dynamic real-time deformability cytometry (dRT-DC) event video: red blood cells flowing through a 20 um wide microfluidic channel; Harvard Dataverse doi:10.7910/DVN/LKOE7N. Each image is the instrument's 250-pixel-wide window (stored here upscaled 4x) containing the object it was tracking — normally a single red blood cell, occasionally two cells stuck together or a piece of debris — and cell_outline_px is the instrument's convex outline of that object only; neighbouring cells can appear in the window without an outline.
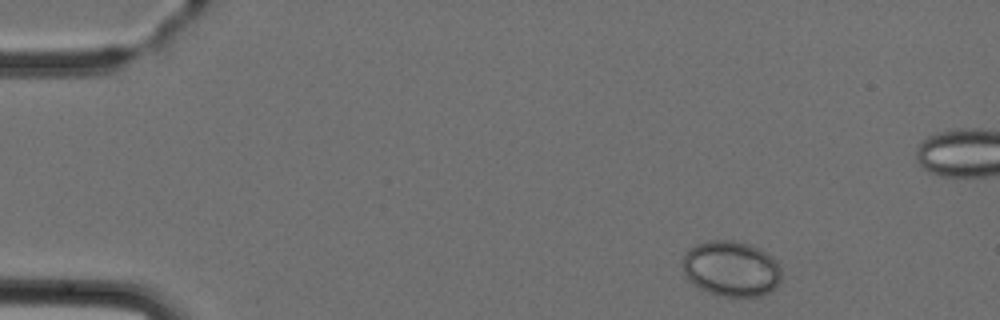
{"species": "Egyptian fruit bat (a non-hibernating species)", "species_latin": "Rousettus aegyptiacus", "temperature_condition": "cold", "stored_images_in_passage": 6, "camera_frame_rate_fps": 3000, "um_per_image_px": 0.085, "animal": {"sex": "female"}, "frame": {"image": 1, "passage_image": 1, "time_ms": 0.0, "image_size_px": [1000, 320], "cell_outline_px": [[780, 280], [772, 292], [760, 296], [724, 296], [700, 288], [688, 280], [684, 276], [684, 256], [688, 248], [696, 244], [712, 240], [732, 240], [748, 244], [760, 248], [772, 256], [776, 260], [780, 268]], "centroid_in_image_um": [62.17, 22.83], "position_along_channel_um": 22.8, "area_um2": 31.91}}
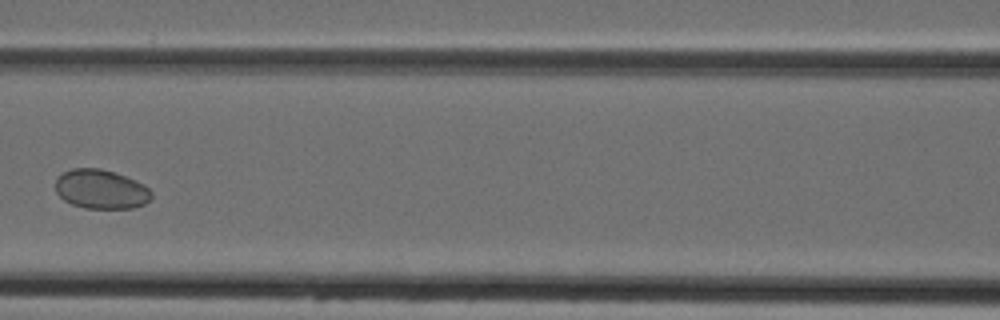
{"frame": {"image": 2, "passage_image": 5, "time_ms": 5.333, "image_size_px": [1000, 320], "cell_outline_px": [[152, 196], [144, 204], [132, 208], [84, 208], [72, 204], [64, 200], [56, 192], [56, 176], [72, 168], [100, 168], [124, 176], [148, 188], [152, 192]], "centroid_in_image_um": [8.53, 16.09], "position_along_channel_um": 158.1, "area_um2": 21.68}}
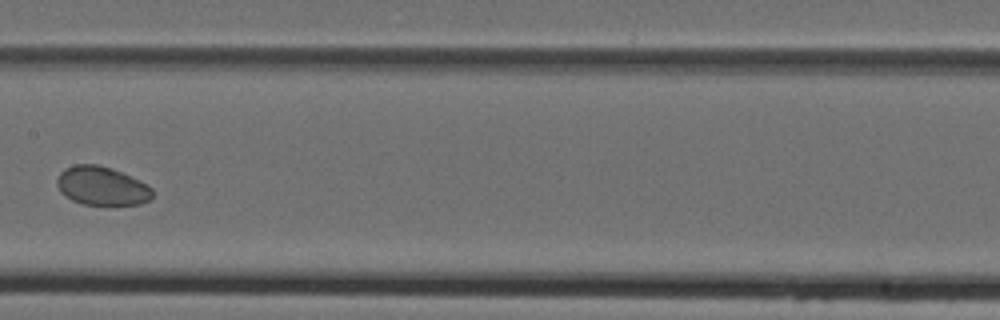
{"frame": {"image": 3, "passage_image": 6, "time_ms": 6.333, "image_size_px": [1000, 320], "cell_outline_px": [[152, 196], [148, 200], [140, 204], [84, 204], [72, 200], [64, 196], [60, 192], [56, 184], [56, 180], [60, 172], [64, 168], [76, 164], [96, 164], [112, 168], [140, 180], [152, 188]], "centroid_in_image_um": [8.62, 15.79], "position_along_channel_um": 198.8, "area_um2": 21.5}}